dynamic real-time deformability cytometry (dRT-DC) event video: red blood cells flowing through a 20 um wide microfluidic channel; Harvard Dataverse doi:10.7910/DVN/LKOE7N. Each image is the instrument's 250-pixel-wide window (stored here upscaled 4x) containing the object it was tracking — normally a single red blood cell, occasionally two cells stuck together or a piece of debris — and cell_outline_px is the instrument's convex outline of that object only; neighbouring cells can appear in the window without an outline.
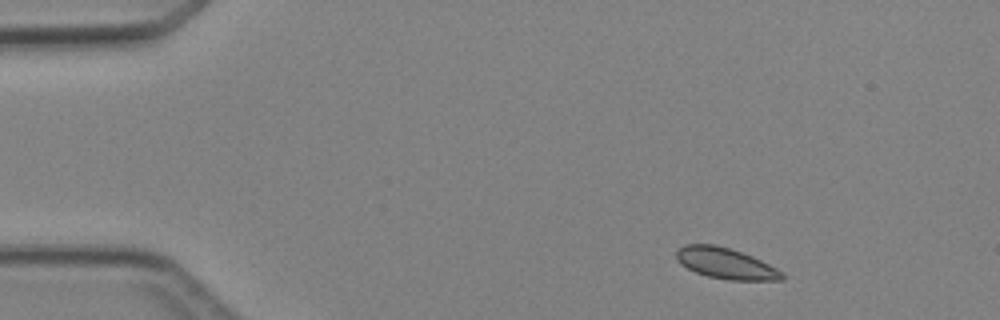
{"species": "Egyptian fruit bat (a non-hibernating species)", "species_latin": "Rousettus aegyptiacus", "temperature_condition": "cold", "stored_images_in_passage": 4, "camera_frame_rate_fps": 3000, "um_per_image_px": 0.085, "animal": {"sex": "female"}, "frame": {"image": 1, "passage_image": 1, "time_ms": 0.0, "image_size_px": [1000, 320], "cell_outline_px": [[784, 280], [728, 280], [708, 276], [696, 272], [680, 264], [676, 260], [676, 252], [684, 244], [716, 244], [752, 256], [784, 272]], "centroid_in_image_um": [61.68, 22.39], "position_along_channel_um": 23.3, "area_um2": 18.96}}